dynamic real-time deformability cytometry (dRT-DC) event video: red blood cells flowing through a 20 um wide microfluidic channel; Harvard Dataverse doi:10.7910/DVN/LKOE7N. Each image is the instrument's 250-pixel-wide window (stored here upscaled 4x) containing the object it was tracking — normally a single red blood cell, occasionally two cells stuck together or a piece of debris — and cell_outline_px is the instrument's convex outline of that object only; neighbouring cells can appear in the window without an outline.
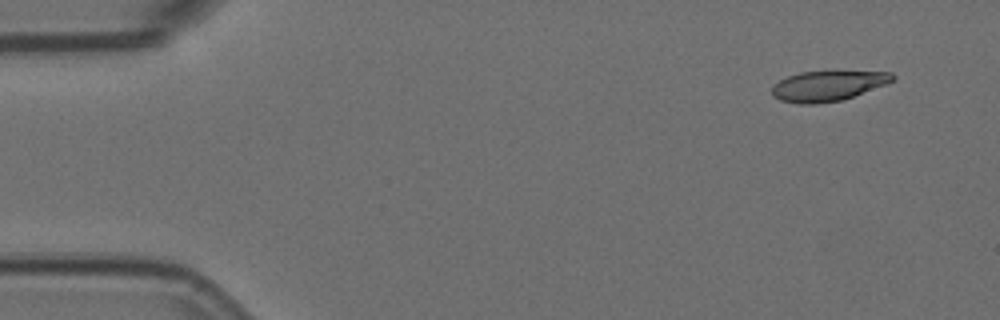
{"species": "Egyptian fruit bat (a non-hibernating species)", "species_latin": "Rousettus aegyptiacus", "temperature_condition": "room temperature", "stored_images_in_passage": 4, "camera_frame_rate_fps": 3000, "um_per_image_px": 0.085, "animal": {"sex": "female"}, "frame": {"image": 1, "passage_image": 1, "time_ms": 0.0, "image_size_px": [1000, 320], "cell_outline_px": [[896, 80], [852, 96], [840, 100], [816, 104], [800, 104], [780, 100], [772, 96], [772, 84], [788, 76], [800, 72], [892, 72], [896, 76]], "centroid_in_image_um": [70.32, 7.3], "position_along_channel_um": 14.7, "area_um2": 20.92}}
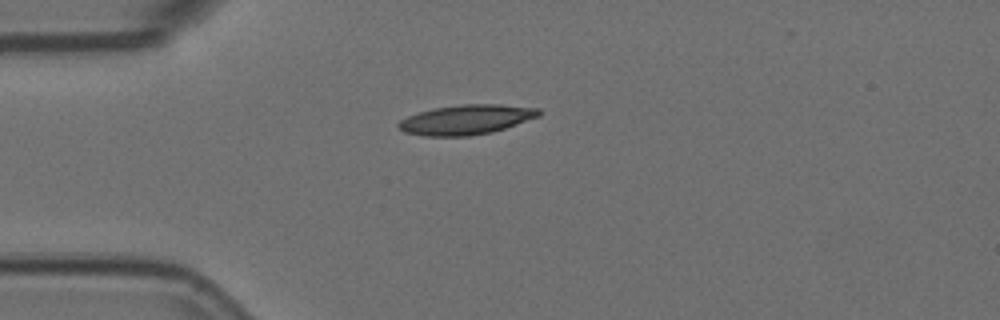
{"frame": {"image": 2, "passage_image": 4, "time_ms": 1.0, "image_size_px": [1000, 320], "cell_outline_px": [[540, 116], [492, 132], [468, 136], [428, 136], [404, 132], [396, 124], [400, 120], [408, 116], [432, 108], [460, 104], [500, 104], [540, 108]], "centroid_in_image_um": [39.63, 10.16], "position_along_channel_um": 45.4, "area_um2": 24.28}}